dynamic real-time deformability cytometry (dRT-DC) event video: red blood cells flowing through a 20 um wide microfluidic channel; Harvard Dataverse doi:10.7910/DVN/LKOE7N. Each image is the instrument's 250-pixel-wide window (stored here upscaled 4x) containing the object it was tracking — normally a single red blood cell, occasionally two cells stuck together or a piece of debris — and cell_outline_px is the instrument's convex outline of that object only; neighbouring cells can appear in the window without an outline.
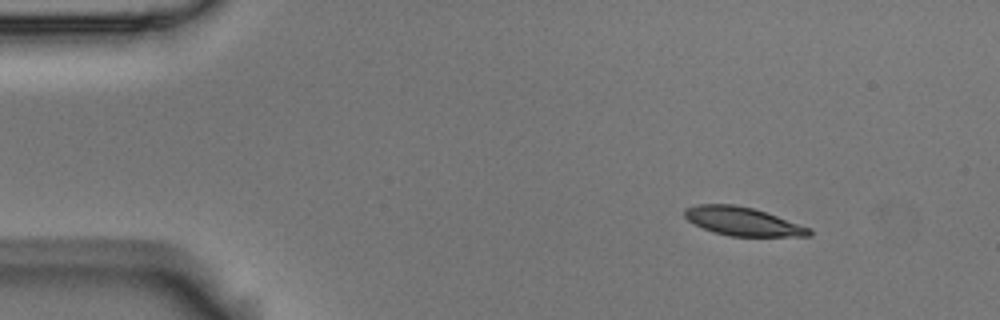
{"species": "Egyptian fruit bat (a non-hibernating species)", "species_latin": "Rousettus aegyptiacus", "temperature_condition": "room temperature", "stored_images_in_passage": 50, "camera_frame_rate_fps": 3000, "um_per_image_px": 0.085, "animal": {"sex": "male"}, "frame": {"image": 1, "passage_image": 1, "time_ms": 0.0, "image_size_px": [1000, 320], "cell_outline_px": [[812, 236], [728, 236], [712, 232], [692, 224], [684, 216], [684, 208], [696, 204], [732, 204], [752, 208], [812, 228]], "centroid_in_image_um": [63.09, 18.82], "position_along_channel_um": 21.9, "area_um2": 20.75}}
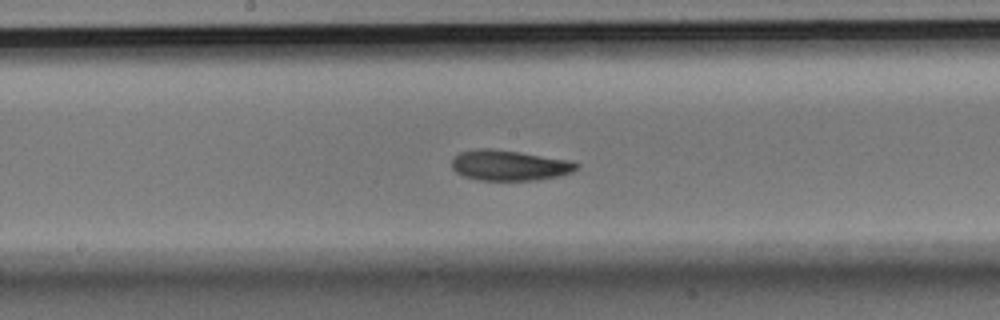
{"frame": {"image": 2, "passage_image": 23, "time_ms": 7.333, "image_size_px": [1000, 320], "cell_outline_px": [[580, 164], [572, 172], [560, 176], [540, 180], [480, 180], [464, 176], [456, 172], [452, 168], [452, 160], [460, 152], [476, 148], [492, 148], [520, 152], [572, 160]], "centroid_in_image_um": [43.32, 14.05], "position_along_channel_um": 204.9, "area_um2": 22.31}}
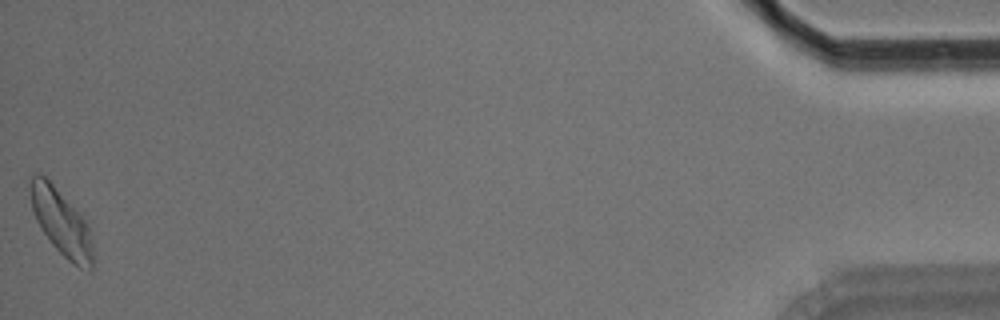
{"frame": {"image": 3, "passage_image": 50, "time_ms": 16.333, "image_size_px": [1000, 320], "cell_outline_px": [[96, 260], [92, 268], [88, 272], [72, 264], [52, 244], [40, 228], [32, 212], [28, 184], [28, 180], [36, 172], [44, 176], [52, 184], [88, 224]], "centroid_in_image_um": [5.21, 18.95], "position_along_channel_um": 430.0, "area_um2": 24.33}, "authors_computed_cell_mechanics": {"area_um2": 22.1085, "velocity_mm_per_s": 3.5675, "shape_relaxation_time_tau1_ms": 3.1174, "shape_relaxation_time_tau2_ms": 4.3978, "deformation_change_tau1": 0.1275, "deformation_change_tau2": 0.1029}}